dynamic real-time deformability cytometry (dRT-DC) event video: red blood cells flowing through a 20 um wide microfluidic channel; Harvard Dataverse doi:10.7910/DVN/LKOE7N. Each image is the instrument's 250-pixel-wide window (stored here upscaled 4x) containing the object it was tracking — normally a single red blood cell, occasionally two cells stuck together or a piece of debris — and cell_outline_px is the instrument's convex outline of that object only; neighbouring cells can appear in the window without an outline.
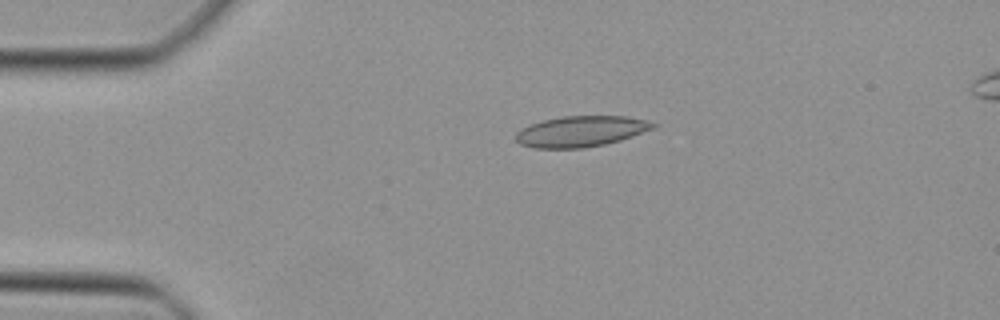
{"species": "Egyptian fruit bat (a non-hibernating species)", "species_latin": "Rousettus aegyptiacus", "temperature_condition": "cold", "stored_images_in_passage": 38, "camera_frame_rate_fps": 3000, "um_per_image_px": 0.085, "animal": {"sex": "female"}, "frame": {"image": 1, "passage_image": 1, "time_ms": 0.0, "image_size_px": [1000, 320], "cell_outline_px": [[660, 124], [656, 128], [620, 140], [604, 144], [584, 148], [532, 148], [520, 144], [516, 140], [516, 132], [520, 128], [544, 120], [564, 116], [628, 116], [648, 120]], "centroid_in_image_um": [49.42, 11.16], "position_along_channel_um": 35.6, "area_um2": 24.8}}
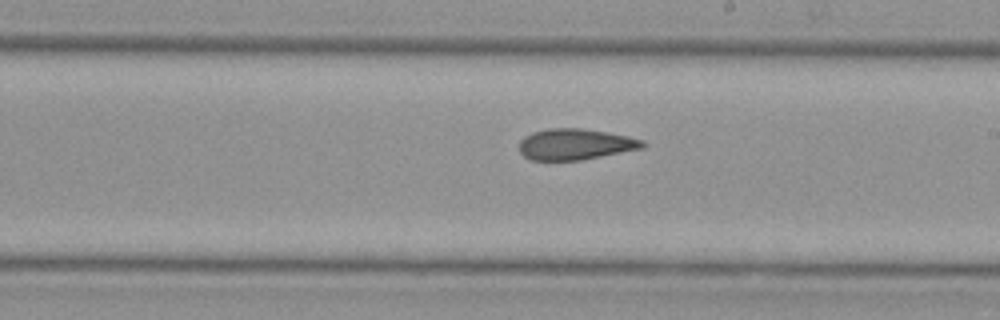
{"frame": {"image": 2, "passage_image": 18, "time_ms": 5.667, "image_size_px": [1000, 320], "cell_outline_px": [[644, 148], [580, 160], [532, 160], [524, 156], [520, 152], [520, 140], [524, 136], [532, 132], [548, 128], [584, 128], [608, 132], [628, 136], [644, 140]], "centroid_in_image_um": [48.9, 12.25], "position_along_channel_um": 240.1, "area_um2": 22.37}}
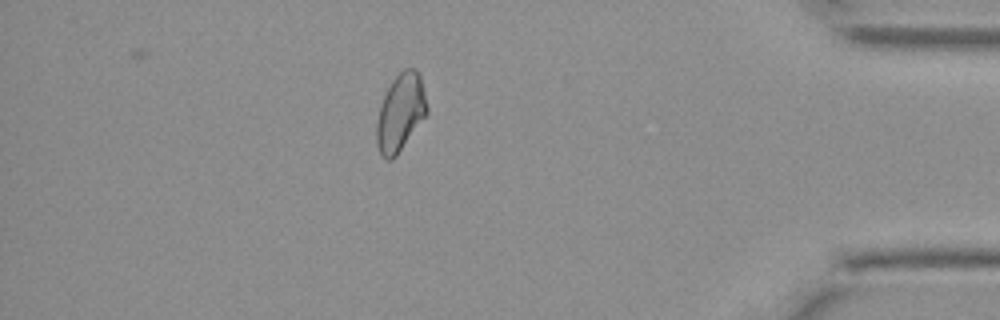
{"frame": {"image": 3, "passage_image": 32, "time_ms": 10.333, "image_size_px": [1000, 320], "cell_outline_px": [[428, 112], [396, 156], [392, 160], [384, 160], [376, 144], [376, 124], [380, 104], [392, 80], [404, 68], [416, 68], [420, 72], [428, 108]], "centroid_in_image_um": [34.04, 9.55], "position_along_channel_um": 401.2, "area_um2": 22.77}}